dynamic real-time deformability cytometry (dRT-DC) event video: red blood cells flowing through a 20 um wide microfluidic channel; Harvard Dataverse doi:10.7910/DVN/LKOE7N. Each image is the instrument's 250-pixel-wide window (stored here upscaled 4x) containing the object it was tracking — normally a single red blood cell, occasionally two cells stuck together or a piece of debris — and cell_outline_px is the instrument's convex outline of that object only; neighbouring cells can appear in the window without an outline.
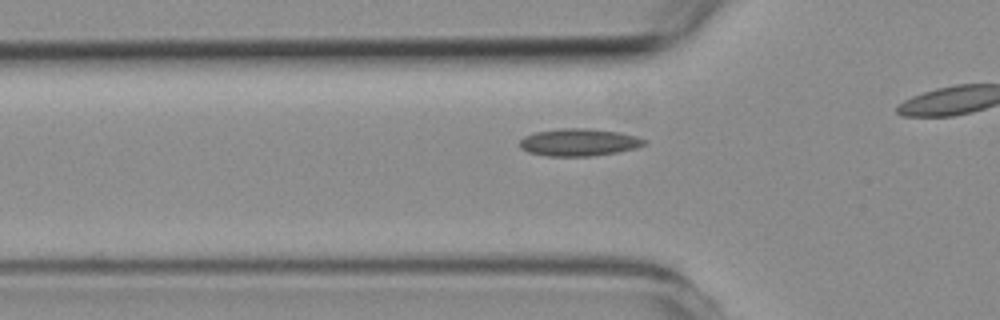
{"species": "common noctule bat (a hibernating species)", "species_latin": "Nyctalus noctula", "temperature_condition": "room temperature", "stored_images_in_passage": 6, "segment_of_instrument_passage": [2, 2], "camera_frame_rate_fps": 3000, "um_per_image_px": 0.085, "animal": {"sex": "female", "body_mass_g": 19.3, "forearm_length_mm": 54.1}, "frame": {"image": 1, "passage_image": 6, "time_ms": 6.0, "image_size_px": [1000, 320], "cell_outline_px": [[648, 140], [644, 144], [636, 148], [616, 152], [592, 156], [548, 156], [528, 152], [520, 148], [520, 140], [524, 136], [536, 132], [560, 128], [584, 128], [620, 132], [636, 136]], "centroid_in_image_um": [49.2, 12.09], "position_along_channel_um": 76.6, "area_um2": 19.83}}